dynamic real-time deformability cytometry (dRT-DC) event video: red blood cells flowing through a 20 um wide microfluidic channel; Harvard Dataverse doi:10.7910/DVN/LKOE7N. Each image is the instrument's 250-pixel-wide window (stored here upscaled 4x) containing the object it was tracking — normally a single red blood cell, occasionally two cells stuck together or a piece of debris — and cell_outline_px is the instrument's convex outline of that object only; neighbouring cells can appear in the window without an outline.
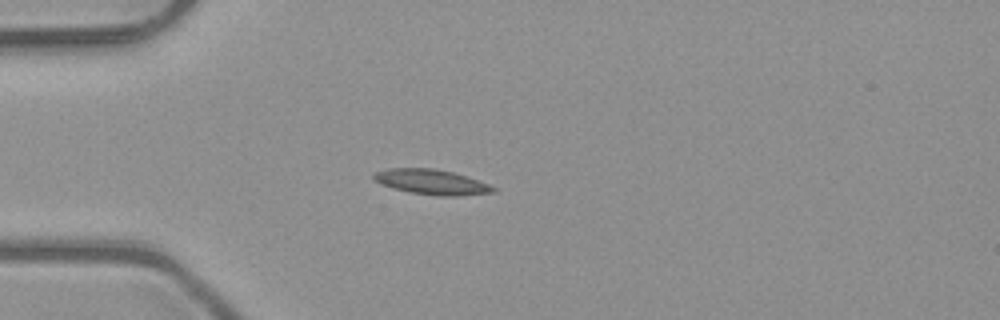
{"species": "common noctule bat (a hibernating species)", "species_latin": "Nyctalus noctula", "temperature_condition": "room temperature", "stored_images_in_passage": 6, "camera_frame_rate_fps": 3000, "um_per_image_px": 0.085, "animal": {"sex": "male", "body_mass_g": 23.1, "forearm_length_mm": 52.7}, "frame": {"image": 1, "passage_image": 5, "time_ms": 1.333, "image_size_px": [1000, 320], "cell_outline_px": [[496, 192], [460, 196], [440, 196], [408, 192], [392, 188], [380, 184], [372, 176], [372, 172], [388, 168], [432, 168], [452, 172], [468, 176], [488, 184], [496, 188]], "centroid_in_image_um": [36.67, 15.47], "position_along_channel_um": 48.3, "area_um2": 17.63}}